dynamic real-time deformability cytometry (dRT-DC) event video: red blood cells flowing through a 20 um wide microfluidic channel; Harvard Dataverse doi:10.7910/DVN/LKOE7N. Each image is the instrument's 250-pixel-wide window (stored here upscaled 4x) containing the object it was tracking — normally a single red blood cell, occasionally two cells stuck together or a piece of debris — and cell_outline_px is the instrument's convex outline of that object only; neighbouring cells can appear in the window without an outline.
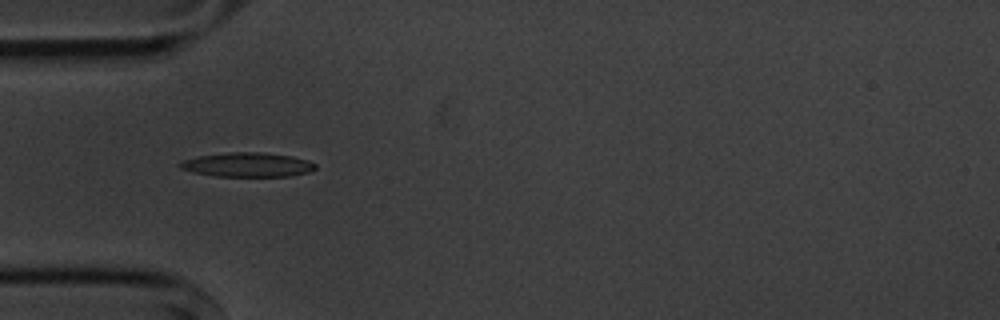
{"species": "common noctule bat (a hibernating species)", "species_latin": "Nyctalus noctula", "temperature_condition": "cold", "stored_images_in_passage": 3, "camera_frame_rate_fps": 3000, "um_per_image_px": 0.085, "animal": {"sex": "male", "body_mass_g": 20.1, "forearm_length_mm": 53.5}, "frame": {"image": 1, "passage_image": 1, "time_ms": 0.0, "image_size_px": [1000, 320], "cell_outline_px": [[316, 168], [308, 172], [288, 176], [216, 176], [192, 172], [180, 168], [176, 164], [180, 160], [196, 156], [232, 152], [264, 152], [292, 156], [308, 160], [316, 164]], "centroid_in_image_um": [20.99, 13.99], "position_along_channel_um": 64.0, "area_um2": 19.31}}
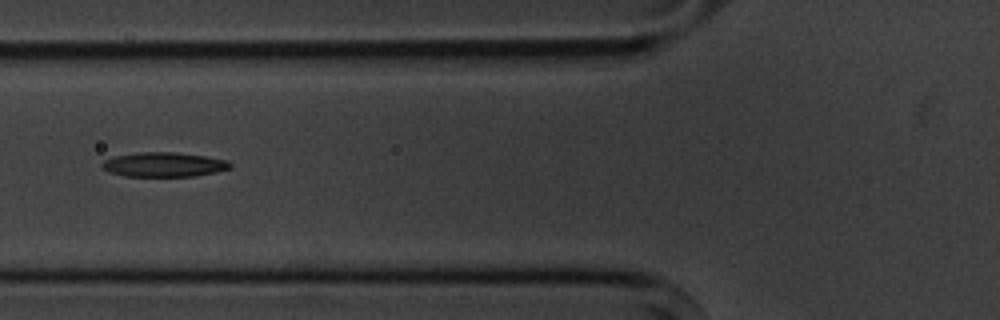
{"frame": {"image": 2, "passage_image": 2, "time_ms": 1.333, "image_size_px": [1000, 320], "cell_outline_px": [[232, 168], [216, 172], [196, 176], [124, 176], [108, 172], [100, 168], [100, 164], [104, 160], [116, 156], [140, 152], [176, 152], [204, 156], [228, 160], [232, 164]], "centroid_in_image_um": [13.92, 13.99], "position_along_channel_um": 111.9, "area_um2": 18.44}}
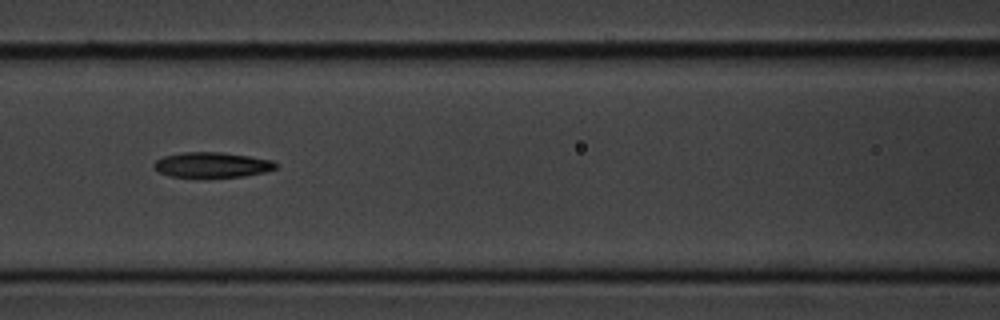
{"frame": {"image": 3, "passage_image": 3, "time_ms": 2.333, "image_size_px": [1000, 320], "cell_outline_px": [[276, 168], [264, 172], [244, 176], [168, 176], [152, 168], [152, 164], [156, 160], [164, 156], [180, 152], [220, 152], [248, 156], [272, 160], [276, 164]], "centroid_in_image_um": [17.97, 13.99], "position_along_channel_um": 148.6, "area_um2": 17.63}}